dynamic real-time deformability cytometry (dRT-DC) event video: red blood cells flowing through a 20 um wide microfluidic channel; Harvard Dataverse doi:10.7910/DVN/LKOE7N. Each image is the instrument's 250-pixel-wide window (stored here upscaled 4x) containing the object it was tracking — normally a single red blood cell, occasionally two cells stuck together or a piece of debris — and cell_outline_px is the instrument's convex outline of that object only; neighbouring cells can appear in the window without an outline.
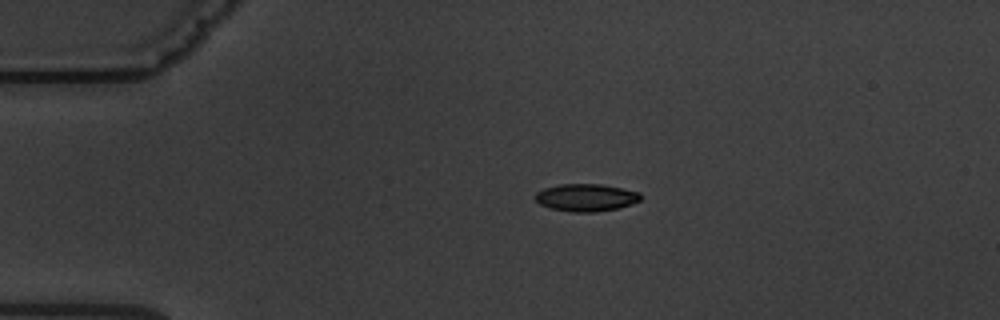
{"species": "common noctule bat (a hibernating species)", "species_latin": "Nyctalus noctula", "temperature_condition": "warm", "stored_images_in_passage": 11, "camera_frame_rate_fps": 3000, "um_per_image_px": 0.085, "animal": {"sex": "male", "body_mass_g": 19.5, "forearm_length_mm": 54.6}, "frame": {"image": 1, "passage_image": 1, "time_ms": 0.0, "image_size_px": [1000, 320], "cell_outline_px": [[640, 200], [620, 208], [596, 212], [572, 212], [552, 208], [540, 204], [532, 196], [536, 192], [544, 188], [560, 184], [600, 184], [640, 192]], "centroid_in_image_um": [49.78, 16.79], "position_along_channel_um": 35.2, "area_um2": 16.82}}
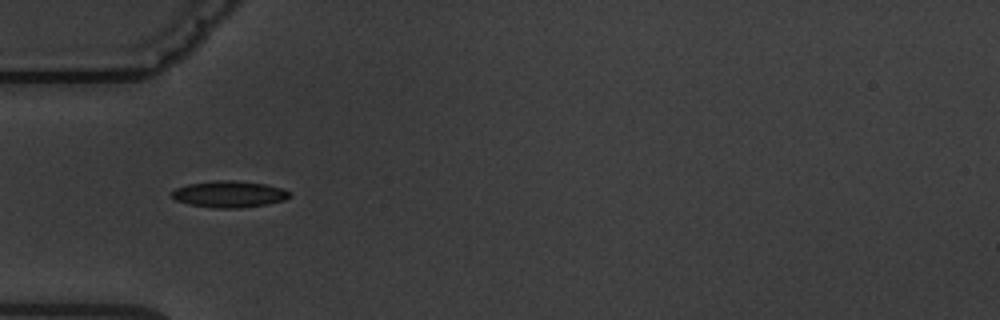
{"frame": {"image": 2, "passage_image": 2, "time_ms": 2.0, "image_size_px": [1000, 320], "cell_outline_px": [[292, 196], [284, 200], [268, 204], [240, 208], [220, 208], [188, 204], [176, 200], [168, 192], [176, 188], [188, 184], [216, 180], [232, 180], [268, 184], [284, 188], [292, 192]], "centroid_in_image_um": [19.53, 16.49], "position_along_channel_um": 65.5, "area_um2": 18.44}}
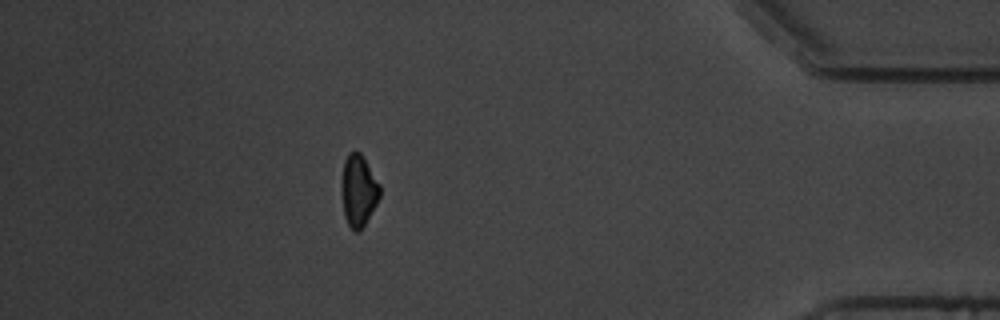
{"frame": {"image": 3, "passage_image": 11, "time_ms": 12.667, "image_size_px": [1000, 320], "cell_outline_px": [[380, 196], [376, 204], [360, 232], [356, 232], [348, 224], [344, 216], [340, 192], [340, 188], [344, 160], [348, 152], [360, 152], [364, 156], [380, 184]], "centroid_in_image_um": [30.45, 16.18], "position_along_channel_um": 404.7, "area_um2": 16.3}, "authors_computed_cell_mechanics": {"area_um2": 17.3978, "velocity_mm_per_s": 3.593, "shape_relaxation_time_tau1_ms": 6.1508, "shape_relaxation_time_tau2_ms": 2.778, "deformation_change_tau1": 0.1525, "deformation_change_tau2": 0.0757}}